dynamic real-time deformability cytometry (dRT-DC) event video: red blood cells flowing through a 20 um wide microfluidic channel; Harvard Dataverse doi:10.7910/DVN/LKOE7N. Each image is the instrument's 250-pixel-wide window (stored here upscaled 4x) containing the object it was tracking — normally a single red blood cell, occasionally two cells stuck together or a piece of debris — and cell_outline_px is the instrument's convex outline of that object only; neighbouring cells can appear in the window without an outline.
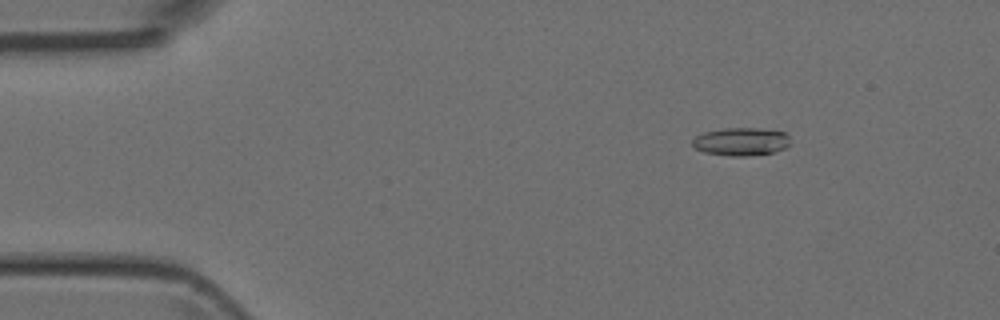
{"species": "Egyptian fruit bat (a non-hibernating species)", "species_latin": "Rousettus aegyptiacus", "temperature_condition": "room temperature", "stored_images_in_passage": 5, "camera_frame_rate_fps": 3000, "um_per_image_px": 0.085, "animal": {"sex": "female"}, "frame": {"image": 1, "passage_image": 3, "time_ms": 2.0, "image_size_px": [1000, 320], "cell_outline_px": [[788, 144], [784, 148], [772, 152], [748, 156], [732, 156], [704, 152], [696, 148], [692, 144], [692, 140], [696, 136], [704, 132], [724, 128], [760, 128], [784, 132], [788, 136]], "centroid_in_image_um": [62.96, 12.03], "position_along_channel_um": 22.0, "area_um2": 15.78}}